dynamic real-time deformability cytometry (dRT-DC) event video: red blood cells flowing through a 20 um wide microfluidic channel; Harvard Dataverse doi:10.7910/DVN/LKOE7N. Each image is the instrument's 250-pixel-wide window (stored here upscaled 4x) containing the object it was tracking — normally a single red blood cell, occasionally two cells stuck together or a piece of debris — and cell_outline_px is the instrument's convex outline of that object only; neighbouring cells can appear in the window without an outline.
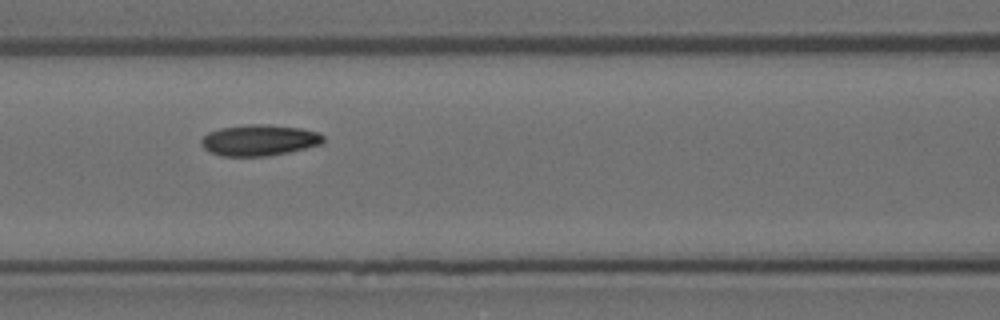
{"species": "Egyptian fruit bat (a non-hibernating species)", "species_latin": "Rousettus aegyptiacus", "temperature_condition": "room temperature", "stored_images_in_passage": 8, "camera_frame_rate_fps": 3000, "um_per_image_px": 0.085, "animal": {"sex": "female"}, "frame": {"image": 1, "passage_image": 5, "time_ms": 1.333, "image_size_px": [1000, 320], "cell_outline_px": [[324, 140], [320, 144], [288, 152], [268, 156], [220, 156], [208, 152], [200, 144], [200, 140], [208, 132], [220, 128], [248, 124], [268, 124], [300, 128], [320, 132], [324, 136]], "centroid_in_image_um": [22.0, 11.91], "position_along_channel_um": 144.6, "area_um2": 22.25}}
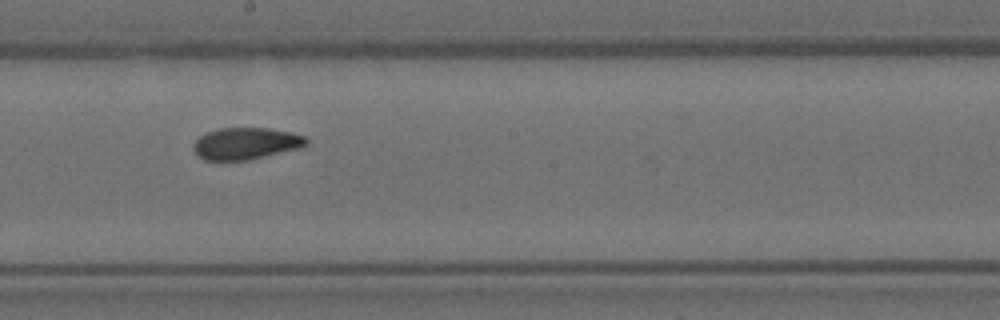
{"frame": {"image": 2, "passage_image": 7, "time_ms": 2.0, "image_size_px": [1000, 320], "cell_outline_px": [[308, 144], [300, 148], [248, 160], [204, 160], [192, 148], [192, 144], [200, 136], [216, 128], [268, 128], [292, 132], [304, 136], [308, 140]], "centroid_in_image_um": [20.91, 12.19], "position_along_channel_um": 227.3, "area_um2": 20.92}}
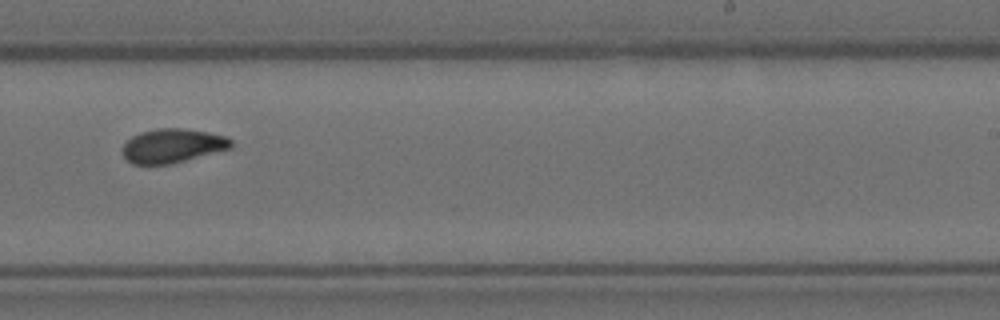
{"frame": {"image": 3, "passage_image": 8, "time_ms": 2.333, "image_size_px": [1000, 320], "cell_outline_px": [[232, 148], [172, 164], [132, 164], [124, 156], [124, 144], [132, 136], [140, 132], [156, 128], [184, 128], [208, 132], [228, 136], [232, 140]], "centroid_in_image_um": [14.71, 12.38], "position_along_channel_um": 274.3, "area_um2": 21.62}}